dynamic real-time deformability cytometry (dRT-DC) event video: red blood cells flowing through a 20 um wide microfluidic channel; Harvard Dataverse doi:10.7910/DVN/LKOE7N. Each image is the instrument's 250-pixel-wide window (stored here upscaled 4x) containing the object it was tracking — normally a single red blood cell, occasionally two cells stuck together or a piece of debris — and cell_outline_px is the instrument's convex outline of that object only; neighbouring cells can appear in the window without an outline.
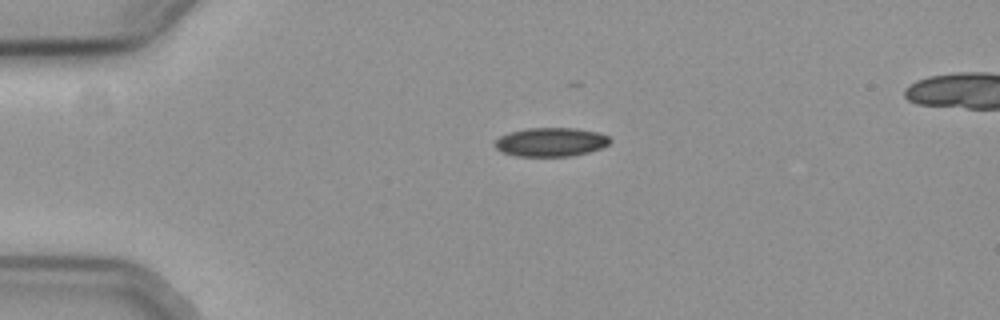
{"species": "common noctule bat (a hibernating species)", "species_latin": "Nyctalus noctula", "temperature_condition": "cold", "stored_images_in_passage": 34, "camera_frame_rate_fps": 3000, "um_per_image_px": 0.085, "animal": {"sex": "female", "body_mass_g": 19.3, "forearm_length_mm": 54.1}, "frame": {"image": 1, "passage_image": 1, "time_ms": 0.0, "image_size_px": [1000, 320], "cell_outline_px": [[612, 140], [608, 144], [600, 148], [588, 152], [572, 156], [516, 156], [500, 152], [496, 148], [496, 140], [500, 136], [508, 132], [528, 128], [576, 128], [596, 132], [608, 136]], "centroid_in_image_um": [46.8, 12.07], "position_along_channel_um": 38.2, "area_um2": 19.31}}
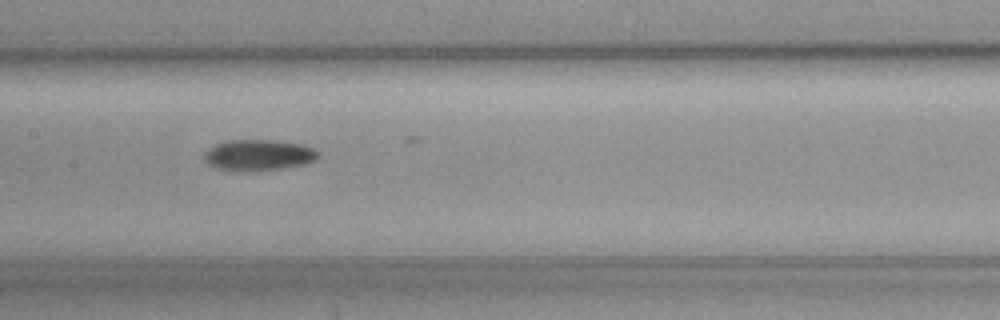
{"frame": {"image": 2, "passage_image": 16, "time_ms": 5.0, "image_size_px": [1000, 320], "cell_outline_px": [[320, 156], [316, 160], [304, 164], [280, 168], [216, 168], [208, 164], [204, 156], [216, 144], [228, 140], [272, 140], [304, 144], [320, 152]], "centroid_in_image_um": [22.08, 13.12], "position_along_channel_um": 185.3, "area_um2": 19.54}}
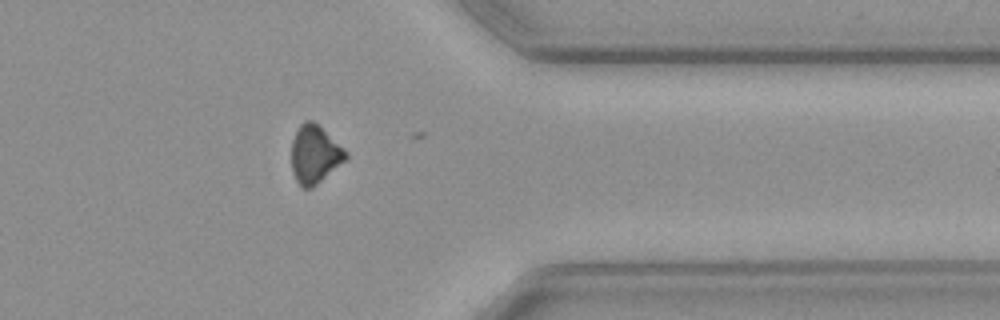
{"frame": {"image": 3, "passage_image": 33, "time_ms": 10.667, "image_size_px": [1000, 320], "cell_outline_px": [[348, 156], [344, 160], [312, 188], [300, 188], [292, 172], [292, 140], [300, 124], [304, 120], [312, 120], [348, 152]], "centroid_in_image_um": [26.72, 13.13], "position_along_channel_um": 384.7, "area_um2": 18.03}}